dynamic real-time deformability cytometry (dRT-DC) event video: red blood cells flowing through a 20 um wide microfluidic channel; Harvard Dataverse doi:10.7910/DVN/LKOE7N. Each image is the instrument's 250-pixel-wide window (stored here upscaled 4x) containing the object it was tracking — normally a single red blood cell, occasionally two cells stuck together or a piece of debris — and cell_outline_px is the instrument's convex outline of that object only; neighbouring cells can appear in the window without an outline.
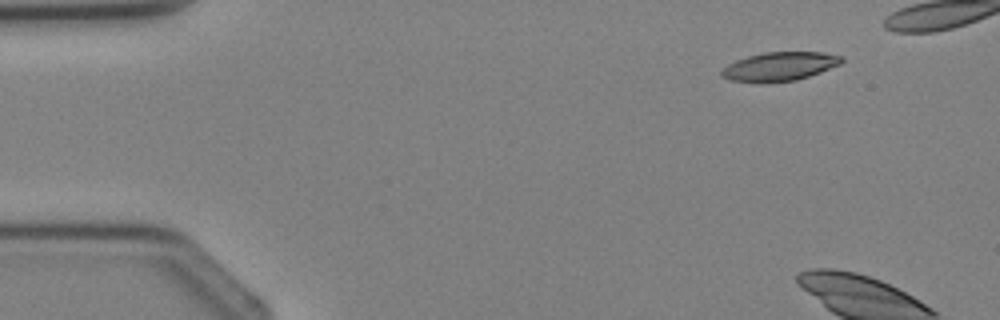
{"species": "Egyptian fruit bat (a non-hibernating species)", "species_latin": "Rousettus aegyptiacus", "temperature_condition": "cold", "stored_images_in_passage": 4, "camera_frame_rate_fps": 3000, "um_per_image_px": 0.085, "animal": {"sex": "female"}, "frame": {"image": 1, "passage_image": 1, "time_ms": 0.0, "image_size_px": [1000, 320], "cell_outline_px": [[844, 60], [840, 64], [820, 72], [796, 80], [764, 84], [756, 84], [728, 80], [720, 76], [720, 72], [728, 64], [736, 60], [748, 56], [764, 52], [820, 52], [844, 56]], "centroid_in_image_um": [66.22, 5.67], "position_along_channel_um": 18.8, "area_um2": 20.52}}